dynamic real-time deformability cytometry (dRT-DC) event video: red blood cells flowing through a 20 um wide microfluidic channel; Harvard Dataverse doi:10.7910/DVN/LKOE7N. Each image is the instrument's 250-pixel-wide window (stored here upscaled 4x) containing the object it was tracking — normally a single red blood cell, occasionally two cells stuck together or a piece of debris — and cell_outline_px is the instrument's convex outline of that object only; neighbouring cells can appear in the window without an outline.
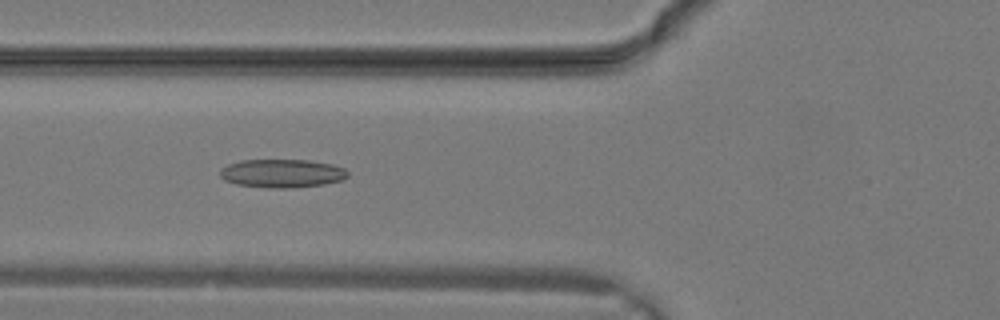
{"species": "common noctule bat (a hibernating species)", "species_latin": "Nyctalus noctula", "temperature_condition": "warm", "stored_images_in_passage": 31, "camera_frame_rate_fps": 3000, "um_per_image_px": 0.085, "animal": {"sex": "male", "body_mass_g": 19.2, "forearm_length_mm": 51.8}, "frame": {"image": 1, "passage_image": 12, "time_ms": 3.667, "image_size_px": [1000, 320], "cell_outline_px": [[348, 176], [340, 180], [324, 184], [284, 188], [276, 188], [236, 184], [224, 180], [220, 176], [220, 168], [228, 164], [240, 160], [308, 160], [332, 164], [344, 168], [348, 172]], "centroid_in_image_um": [23.95, 14.72], "position_along_channel_um": 101.9, "area_um2": 20.98}}
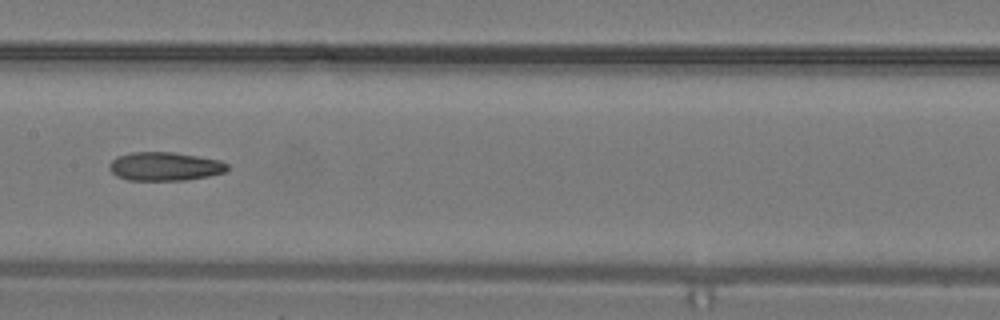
{"frame": {"image": 2, "passage_image": 16, "time_ms": 5.0, "image_size_px": [1000, 320], "cell_outline_px": [[228, 168], [224, 172], [208, 176], [184, 180], [128, 180], [116, 176], [108, 168], [108, 164], [112, 160], [120, 156], [132, 152], [172, 152], [220, 160], [228, 164]], "centroid_in_image_um": [13.99, 14.15], "position_along_channel_um": 193.4, "area_um2": 19.54}}
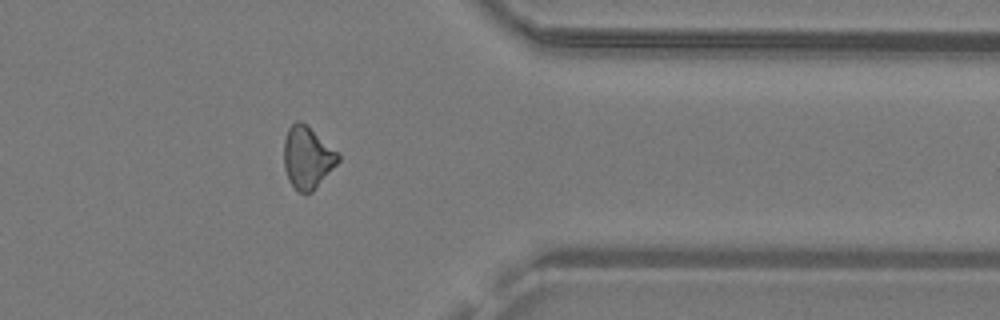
{"frame": {"image": 3, "passage_image": 25, "time_ms": 8.0, "image_size_px": [1000, 320], "cell_outline_px": [[340, 160], [312, 192], [300, 192], [288, 180], [284, 168], [284, 140], [288, 128], [296, 120], [300, 120], [308, 124], [340, 152]], "centroid_in_image_um": [26.15, 13.33], "position_along_channel_um": 385.3, "area_um2": 19.94}}